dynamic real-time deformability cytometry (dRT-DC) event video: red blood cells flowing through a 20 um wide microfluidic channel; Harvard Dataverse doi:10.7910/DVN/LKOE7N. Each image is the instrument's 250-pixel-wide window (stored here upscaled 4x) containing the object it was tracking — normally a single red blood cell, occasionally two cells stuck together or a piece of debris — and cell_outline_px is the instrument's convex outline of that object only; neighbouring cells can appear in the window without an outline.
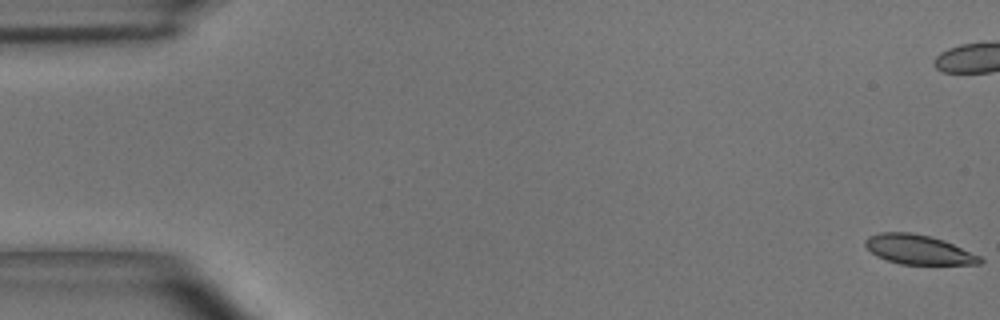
{"species": "common noctule bat (a hibernating species)", "species_latin": "Nyctalus noctula", "temperature_condition": "room temperature", "stored_images_in_passage": 6, "camera_frame_rate_fps": 3000, "um_per_image_px": 0.085, "animal": {"sex": "male", "body_mass_g": 15.6}, "frame": {"image": 1, "passage_image": 1, "time_ms": 0.0, "image_size_px": [1000, 320], "cell_outline_px": [[984, 260], [980, 264], [900, 264], [876, 256], [864, 244], [864, 240], [868, 236], [880, 232], [912, 232], [944, 240], [980, 256]], "centroid_in_image_um": [78.05, 21.21], "position_along_channel_um": 6.9, "area_um2": 19.59}}
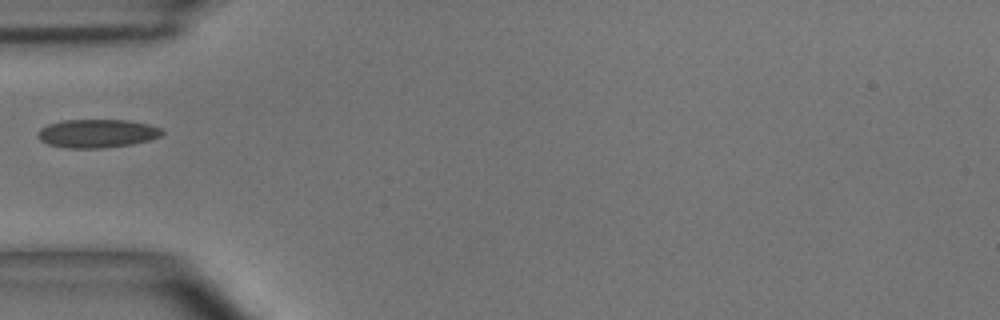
{"frame": {"image": 2, "passage_image": 6, "time_ms": 1.667, "image_size_px": [1000, 320], "cell_outline_px": [[164, 132], [160, 136], [152, 140], [132, 144], [100, 148], [68, 148], [48, 144], [40, 140], [36, 136], [36, 132], [40, 128], [48, 124], [64, 120], [128, 120], [148, 124], [160, 128]], "centroid_in_image_um": [8.24, 11.34], "position_along_channel_um": 76.8, "area_um2": 20.69}}